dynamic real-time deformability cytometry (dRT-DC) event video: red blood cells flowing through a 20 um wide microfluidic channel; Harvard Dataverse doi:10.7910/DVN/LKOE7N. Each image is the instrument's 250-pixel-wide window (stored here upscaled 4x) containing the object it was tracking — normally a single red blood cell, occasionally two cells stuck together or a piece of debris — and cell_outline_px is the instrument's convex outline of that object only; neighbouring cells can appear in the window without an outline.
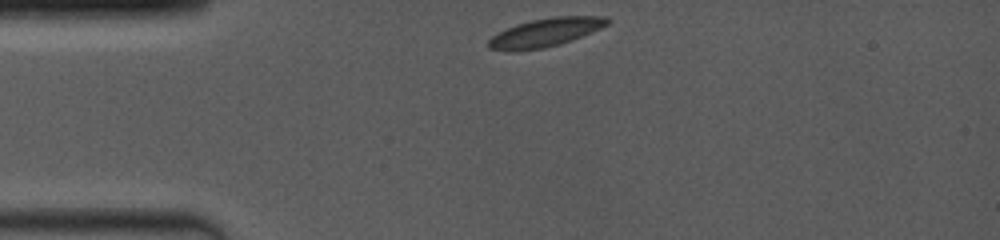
{"species": "common noctule bat (a hibernating species)", "species_latin": "Nyctalus noctula", "temperature_condition": "room temperature", "stored_images_in_passage": 31, "camera_frame_rate_fps": 4000, "um_per_image_px": 0.085, "animal": {"sex": "female", "body_mass_g": 19.0, "forearm_length_mm": 53.3}, "frame": {"image": 1, "passage_image": 1, "time_ms": 0.0, "image_size_px": [1000, 240], "cell_outline_px": [[612, 20], [608, 24], [600, 28], [572, 40], [560, 44], [544, 48], [516, 52], [508, 52], [488, 48], [488, 40], [496, 32], [516, 24], [532, 20], [552, 16], [608, 16]], "centroid_in_image_um": [46.33, 2.77], "position_along_channel_um": 38.7, "area_um2": 20.06}}
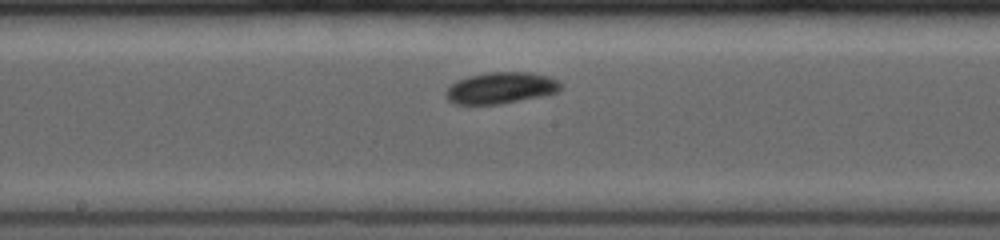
{"frame": {"image": 2, "passage_image": 18, "time_ms": 5.0, "image_size_px": [1000, 240], "cell_outline_px": [[560, 88], [556, 92], [540, 96], [500, 104], [452, 104], [444, 96], [444, 92], [456, 80], [468, 76], [488, 72], [528, 72], [548, 76], [556, 80], [560, 84]], "centroid_in_image_um": [42.49, 7.47], "position_along_channel_um": 205.7, "area_um2": 20.92}}
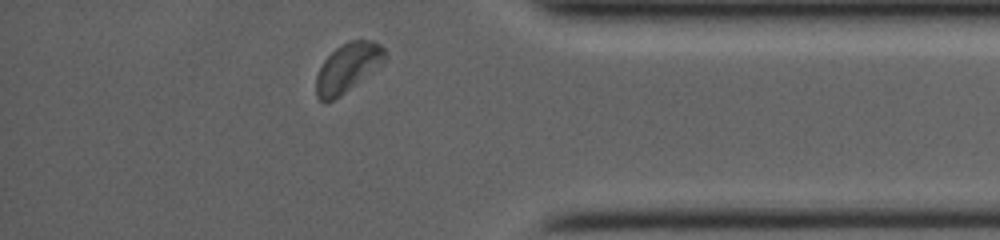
{"frame": {"image": 3, "passage_image": 31, "time_ms": 10.25, "image_size_px": [1000, 240], "cell_outline_px": [[388, 52], [384, 64], [340, 96], [324, 104], [316, 96], [316, 76], [324, 60], [336, 48], [348, 40], [372, 40], [380, 44]], "centroid_in_image_um": [29.59, 5.75], "position_along_channel_um": 405.6, "area_um2": 19.88}, "authors_computed_cell_mechanics": {"area_um2": 20.4034, "velocity_mm_per_s": 3.9649, "shape_relaxation_time_tau1_ms": 1.1047, "shape_relaxation_time_tau2_ms": null, "deformation_change_tau1": 0.0867, "deformation_change_tau2": null}}